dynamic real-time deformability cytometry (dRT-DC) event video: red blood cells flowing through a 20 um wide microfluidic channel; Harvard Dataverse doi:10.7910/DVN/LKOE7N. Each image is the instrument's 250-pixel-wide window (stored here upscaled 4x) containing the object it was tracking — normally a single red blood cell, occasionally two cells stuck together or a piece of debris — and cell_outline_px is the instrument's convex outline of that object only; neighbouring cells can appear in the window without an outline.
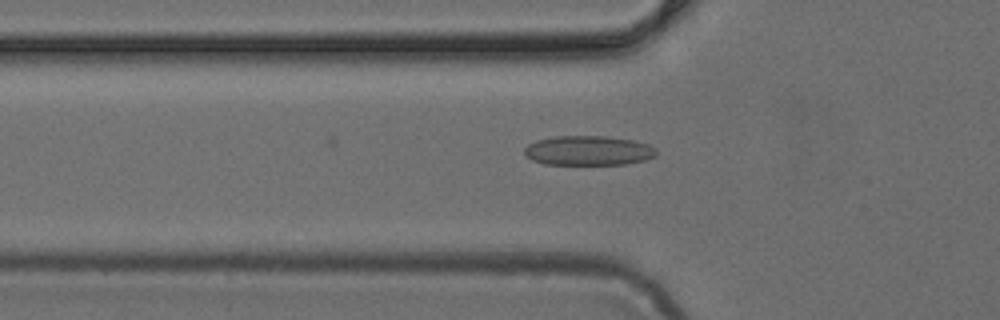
{"species": "common noctule bat (a hibernating species)", "species_latin": "Nyctalus noctula", "temperature_condition": "cold", "stored_images_in_passage": 46, "camera_frame_rate_fps": 3000, "um_per_image_px": 0.085, "animal": {"sex": "female", "body_mass_g": 24.6, "forearm_length_mm": 56.2}, "frame": {"image": 1, "passage_image": 13, "time_ms": 4.0, "image_size_px": [1000, 320], "cell_outline_px": [[656, 156], [644, 160], [624, 164], [544, 164], [532, 160], [524, 152], [524, 148], [528, 144], [536, 140], [556, 136], [604, 136], [632, 140], [648, 144], [656, 148]], "centroid_in_image_um": [50.0, 12.79], "position_along_channel_um": 75.8, "area_um2": 22.66}}
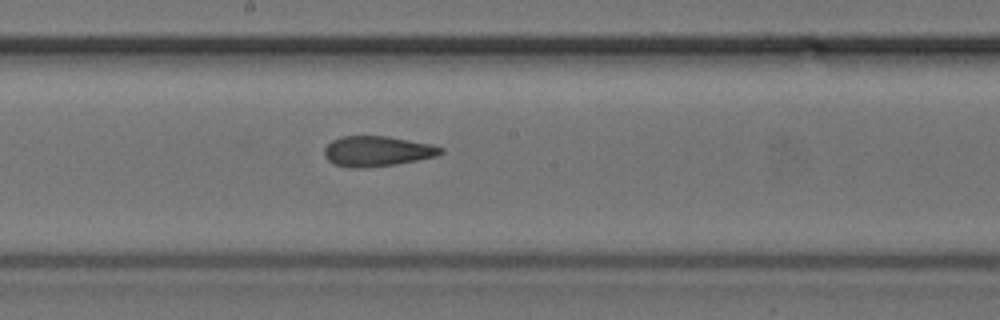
{"frame": {"image": 2, "passage_image": 23, "time_ms": 7.333, "image_size_px": [1000, 320], "cell_outline_px": [[444, 152], [436, 156], [396, 164], [368, 168], [348, 168], [332, 164], [324, 156], [324, 148], [332, 140], [344, 136], [388, 136], [432, 144], [444, 148]], "centroid_in_image_um": [32.04, 12.86], "position_along_channel_um": 216.2, "area_um2": 20.75}}
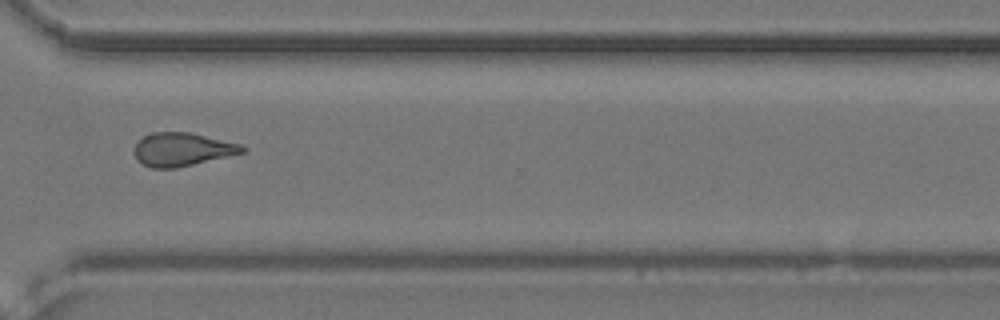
{"frame": {"image": 3, "passage_image": 33, "time_ms": 10.667, "image_size_px": [1000, 320], "cell_outline_px": [[248, 152], [176, 168], [152, 168], [136, 160], [132, 152], [136, 144], [144, 136], [152, 132], [188, 132], [240, 144], [248, 148]], "centroid_in_image_um": [15.49, 12.71], "position_along_channel_um": 355.1, "area_um2": 21.1}}